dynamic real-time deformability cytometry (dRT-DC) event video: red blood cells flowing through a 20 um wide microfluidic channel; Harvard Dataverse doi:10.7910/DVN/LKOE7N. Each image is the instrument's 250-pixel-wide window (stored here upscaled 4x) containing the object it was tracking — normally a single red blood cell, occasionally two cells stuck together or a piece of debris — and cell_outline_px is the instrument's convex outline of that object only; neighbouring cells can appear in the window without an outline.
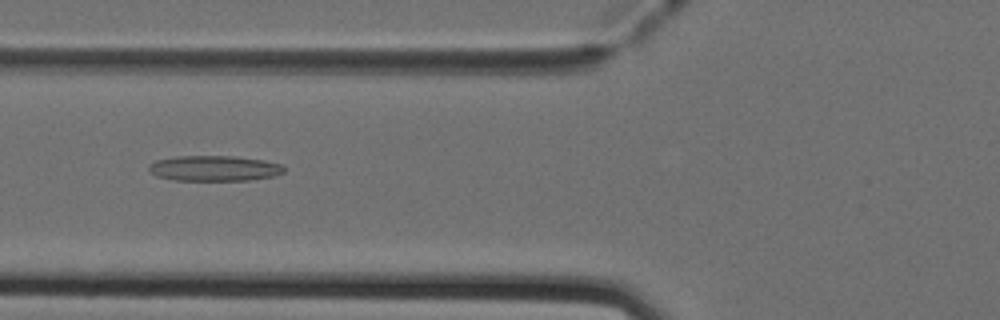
{"species": "Egyptian fruit bat (a non-hibernating species)", "species_latin": "Rousettus aegyptiacus", "temperature_condition": "cold", "stored_images_in_passage": 50, "camera_frame_rate_fps": 3000, "um_per_image_px": 0.085, "animal": {"sex": "female"}, "frame": {"image": 1, "passage_image": 19, "time_ms": 6.0, "image_size_px": [1000, 320], "cell_outline_px": [[284, 172], [276, 176], [248, 180], [172, 180], [156, 176], [148, 168], [148, 164], [156, 160], [176, 156], [236, 156], [264, 160], [280, 164], [284, 168]], "centroid_in_image_um": [18.2, 14.3], "position_along_channel_um": 107.6, "area_um2": 20.11}}
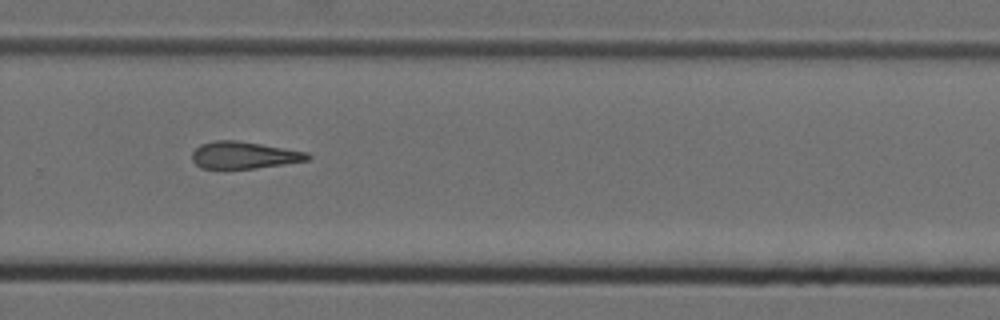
{"frame": {"image": 2, "passage_image": 34, "time_ms": 11.0, "image_size_px": [1000, 320], "cell_outline_px": [[312, 156], [308, 160], [284, 164], [256, 168], [224, 172], [200, 168], [192, 160], [192, 152], [200, 144], [216, 140], [236, 140], [308, 152]], "centroid_in_image_um": [20.67, 13.23], "position_along_channel_um": 309.1, "area_um2": 18.9}}
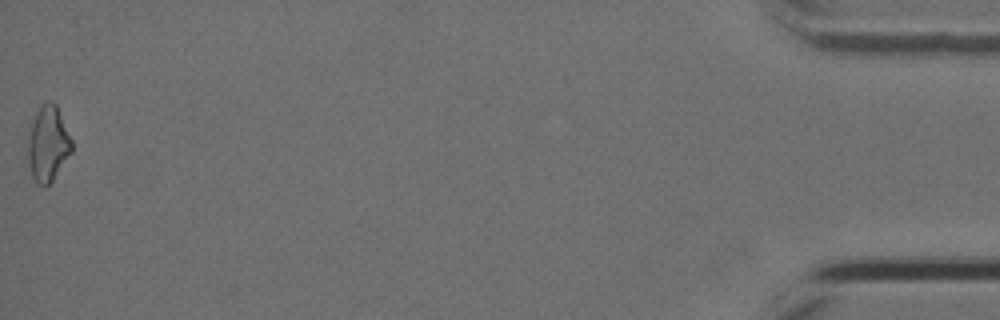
{"frame": {"image": 3, "passage_image": 50, "time_ms": 16.333, "image_size_px": [1000, 320], "cell_outline_px": [[72, 152], [52, 180], [44, 188], [36, 184], [32, 176], [28, 164], [28, 140], [32, 124], [36, 112], [40, 104], [48, 100], [52, 100], [56, 104], [72, 140]], "centroid_in_image_um": [4.07, 12.22], "position_along_channel_um": 431.1, "area_um2": 19.31}}